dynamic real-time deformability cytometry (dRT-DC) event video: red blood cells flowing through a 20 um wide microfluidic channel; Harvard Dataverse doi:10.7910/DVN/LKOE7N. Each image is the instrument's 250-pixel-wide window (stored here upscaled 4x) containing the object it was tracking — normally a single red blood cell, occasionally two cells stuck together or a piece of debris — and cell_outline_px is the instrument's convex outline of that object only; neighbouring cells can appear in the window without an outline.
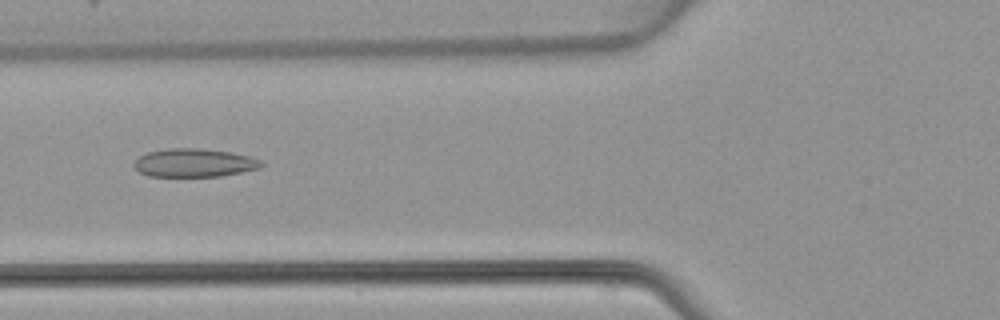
{"species": "common noctule bat (a hibernating species)", "species_latin": "Nyctalus noctula", "temperature_condition": "warm", "stored_images_in_passage": 6, "camera_frame_rate_fps": 3000, "um_per_image_px": 0.085, "animal": {"sex": "female", "body_mass_g": 22.7, "forearm_length_mm": 54.2}, "frame": {"image": 1, "passage_image": 5, "time_ms": 5.0, "image_size_px": [1000, 320], "cell_outline_px": [[264, 164], [260, 168], [220, 176], [148, 176], [140, 172], [132, 164], [140, 156], [148, 152], [168, 148], [200, 148], [232, 152], [252, 156], [260, 160]], "centroid_in_image_um": [16.53, 13.83], "position_along_channel_um": 109.3, "area_um2": 21.04}}
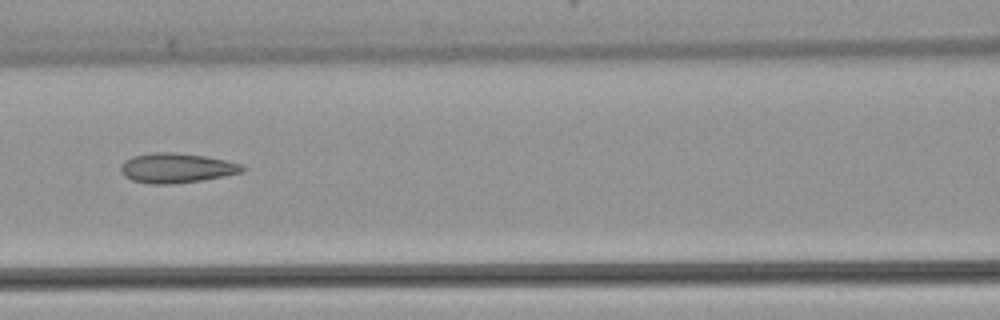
{"frame": {"image": 2, "passage_image": 6, "time_ms": 6.0, "image_size_px": [1000, 320], "cell_outline_px": [[248, 168], [240, 172], [224, 176], [204, 180], [172, 184], [152, 184], [132, 180], [124, 176], [120, 172], [120, 168], [124, 160], [132, 156], [152, 152], [176, 152], [204, 156], [224, 160], [240, 164]], "centroid_in_image_um": [14.97, 14.28], "position_along_channel_um": 151.6, "area_um2": 21.15}}